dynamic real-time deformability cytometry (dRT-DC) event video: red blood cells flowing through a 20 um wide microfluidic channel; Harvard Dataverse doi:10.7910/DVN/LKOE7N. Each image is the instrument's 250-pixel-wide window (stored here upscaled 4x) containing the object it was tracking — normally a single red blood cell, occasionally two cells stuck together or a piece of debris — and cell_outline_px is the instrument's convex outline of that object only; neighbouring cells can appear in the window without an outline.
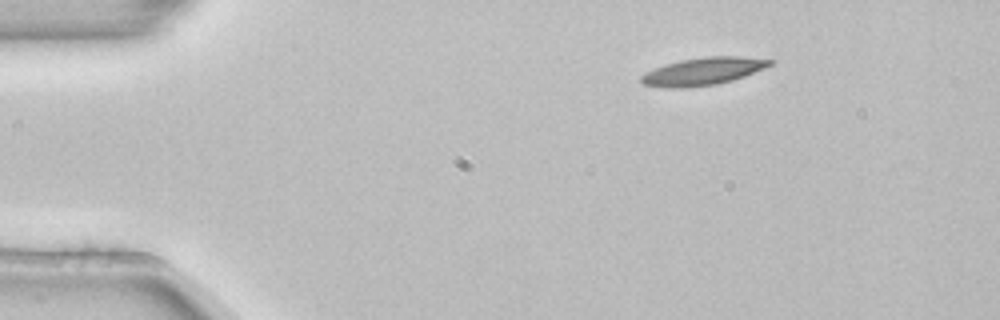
{"species": "common noctule bat (a hibernating species)", "species_latin": "Nyctalus noctula", "temperature_condition": "room temperature", "stored_images_in_passage": 3, "camera_frame_rate_fps": 3000, "um_per_image_px": 0.085, "animal": {"sex": "female", "body_mass_g": 22.7, "forearm_length_mm": 54.2}, "frame": {"image": 1, "passage_image": 1, "time_ms": 0.0, "image_size_px": [1000, 320], "cell_outline_px": [[776, 60], [772, 64], [764, 68], [744, 76], [732, 80], [716, 84], [684, 88], [664, 88], [644, 84], [640, 80], [640, 76], [656, 68], [680, 60], [704, 56], [740, 56]], "centroid_in_image_um": [59.79, 6.06], "position_along_channel_um": 25.2, "area_um2": 20.52}}